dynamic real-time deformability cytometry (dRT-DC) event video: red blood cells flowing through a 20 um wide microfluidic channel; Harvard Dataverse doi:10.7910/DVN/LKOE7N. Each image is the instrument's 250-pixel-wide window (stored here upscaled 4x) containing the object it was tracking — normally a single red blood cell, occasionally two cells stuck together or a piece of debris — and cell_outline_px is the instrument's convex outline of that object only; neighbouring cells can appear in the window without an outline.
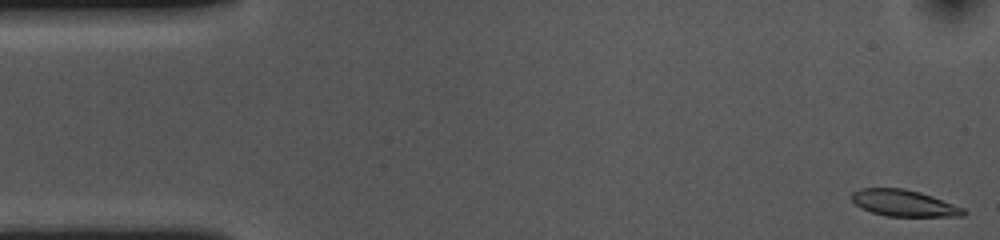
{"species": "common noctule bat (a hibernating species)", "species_latin": "Nyctalus noctula", "temperature_condition": "cold", "stored_images_in_passage": 54, "camera_frame_rate_fps": 3000, "um_per_image_px": 0.085, "animal": {"sex": "female", "body_mass_g": 10.0, "forearm_length_mm": 53.1}, "frame": {"image": 1, "passage_image": 1, "time_ms": 0.0, "image_size_px": [1000, 240], "cell_outline_px": [[968, 212], [964, 216], [888, 216], [872, 212], [860, 208], [852, 200], [852, 192], [860, 188], [904, 188], [920, 192], [932, 196], [964, 208]], "centroid_in_image_um": [76.84, 17.26], "position_along_channel_um": 8.2, "area_um2": 17.22}}
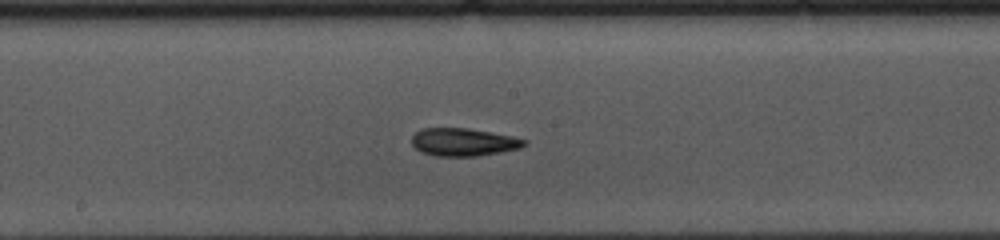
{"frame": {"image": 2, "passage_image": 27, "time_ms": 8.667, "image_size_px": [1000, 240], "cell_outline_px": [[528, 144], [520, 148], [500, 152], [476, 156], [436, 156], [420, 152], [412, 144], [412, 136], [420, 128], [468, 128], [492, 132], [512, 136], [528, 140]], "centroid_in_image_um": [39.4, 12.07], "position_along_channel_um": 208.8, "area_um2": 18.38}}
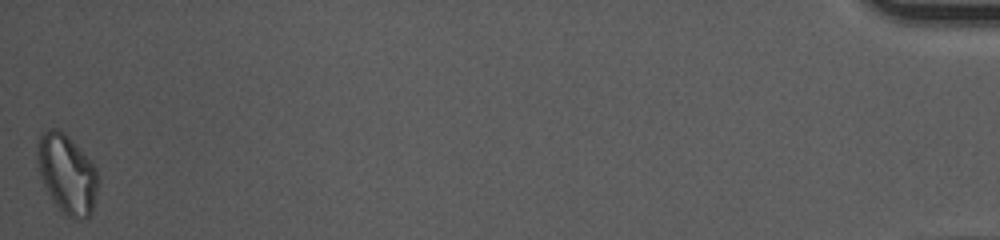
{"frame": {"image": 3, "passage_image": 54, "time_ms": 17.667, "image_size_px": [1000, 240], "cell_outline_px": [[96, 192], [92, 212], [88, 216], [76, 220], [68, 216], [52, 200], [40, 176], [36, 156], [36, 152], [40, 136], [48, 128], [56, 128], [64, 132], [68, 136], [96, 168]], "centroid_in_image_um": [5.66, 14.77], "position_along_channel_um": 429.5, "area_um2": 27.34}, "authors_computed_cell_mechanics": {"area_um2": 18.3804, "velocity_mm_per_s": 3.5855, "shape_relaxation_time_tau1_ms": 7.1932, "shape_relaxation_time_tau2_ms": 9.3719, "deformation_change_tau1": 0.1633, "deformation_change_tau2": 0.1578}}